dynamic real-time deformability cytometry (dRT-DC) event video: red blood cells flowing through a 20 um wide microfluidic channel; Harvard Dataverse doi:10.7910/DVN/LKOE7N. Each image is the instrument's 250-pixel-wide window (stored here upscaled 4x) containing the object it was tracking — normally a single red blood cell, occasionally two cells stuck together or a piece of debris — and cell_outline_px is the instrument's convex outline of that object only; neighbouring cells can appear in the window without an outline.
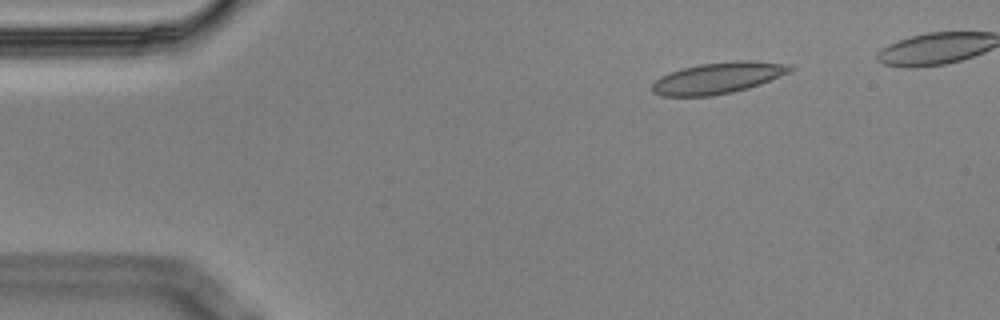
{"species": "Egyptian fruit bat (a non-hibernating species)", "species_latin": "Rousettus aegyptiacus", "temperature_condition": "cold", "stored_images_in_passage": 4, "camera_frame_rate_fps": 3000, "um_per_image_px": 0.085, "animal": {"sex": "male"}, "frame": {"image": 1, "passage_image": 1, "time_ms": 0.0, "image_size_px": [1000, 320], "cell_outline_px": [[796, 68], [792, 72], [760, 84], [748, 88], [732, 92], [712, 96], [660, 96], [652, 92], [652, 84], [660, 76], [684, 68], [700, 64], [736, 60], [748, 60], [792, 64]], "centroid_in_image_um": [61.09, 6.62], "position_along_channel_um": 23.9, "area_um2": 25.32}}